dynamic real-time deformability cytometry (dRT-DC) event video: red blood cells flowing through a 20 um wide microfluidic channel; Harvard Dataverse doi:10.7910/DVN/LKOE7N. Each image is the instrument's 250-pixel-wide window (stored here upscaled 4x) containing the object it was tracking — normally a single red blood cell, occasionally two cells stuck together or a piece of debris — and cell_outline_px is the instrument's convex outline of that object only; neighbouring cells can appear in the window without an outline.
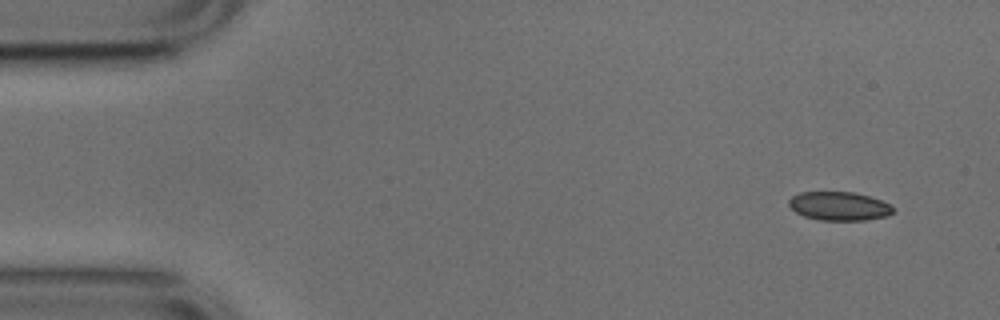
{"species": "common noctule bat (a hibernating species)", "species_latin": "Nyctalus noctula", "temperature_condition": "cold", "stored_images_in_passage": 51, "camera_frame_rate_fps": 3000, "um_per_image_px": 0.085, "animal": {"sex": "male", "body_mass_g": 17.9, "forearm_length_mm": 54.2}, "frame": {"image": 1, "passage_image": 1, "time_ms": 0.0, "image_size_px": [1000, 320], "cell_outline_px": [[892, 212], [888, 216], [864, 220], [820, 220], [804, 216], [796, 212], [788, 204], [788, 200], [792, 196], [800, 192], [852, 192], [868, 196], [880, 200], [888, 204], [892, 208]], "centroid_in_image_um": [71.29, 17.52], "position_along_channel_um": 13.7, "area_um2": 17.22}}
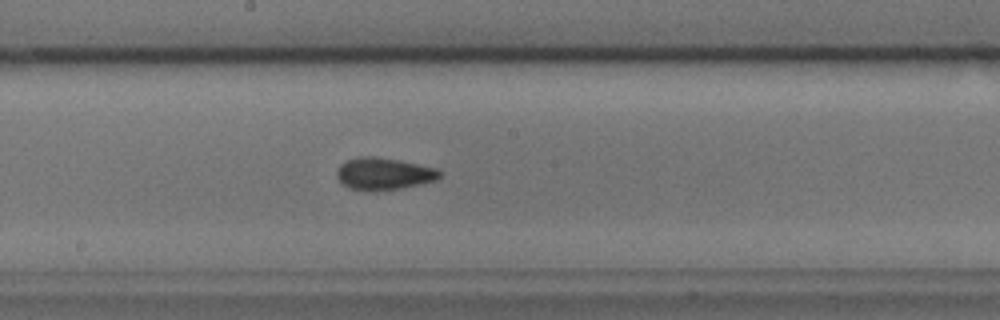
{"frame": {"image": 2, "passage_image": 25, "time_ms": 8.0, "image_size_px": [1000, 320], "cell_outline_px": [[444, 172], [436, 180], [420, 184], [400, 188], [368, 192], [348, 188], [336, 176], [336, 172], [340, 164], [344, 160], [360, 156], [376, 156], [400, 160], [436, 168]], "centroid_in_image_um": [32.6, 14.76], "position_along_channel_um": 215.6, "area_um2": 19.54}}
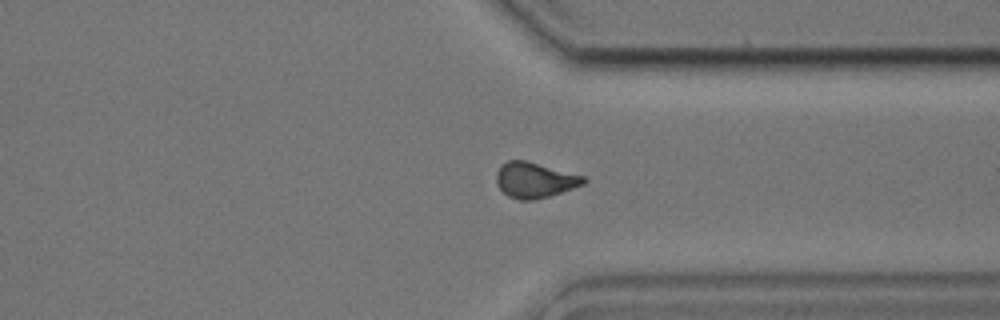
{"frame": {"image": 3, "passage_image": 37, "time_ms": 12.0, "image_size_px": [1000, 320], "cell_outline_px": [[588, 180], [584, 184], [548, 196], [532, 200], [520, 200], [508, 196], [496, 184], [496, 172], [500, 164], [508, 160], [524, 160], [588, 176]], "centroid_in_image_um": [45.46, 15.29], "position_along_channel_um": 365.9, "area_um2": 18.15}}